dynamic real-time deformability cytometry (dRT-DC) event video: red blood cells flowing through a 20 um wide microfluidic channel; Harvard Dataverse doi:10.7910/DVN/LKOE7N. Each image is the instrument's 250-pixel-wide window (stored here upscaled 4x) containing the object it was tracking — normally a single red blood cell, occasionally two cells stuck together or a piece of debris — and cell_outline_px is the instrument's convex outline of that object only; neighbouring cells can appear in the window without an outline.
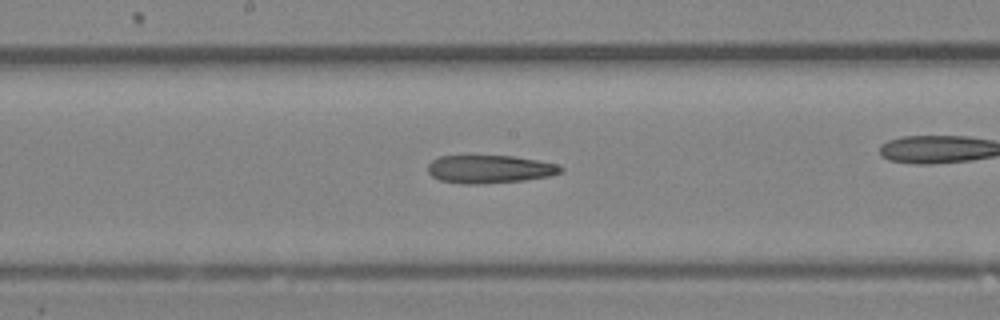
{"species": "Egyptian fruit bat (a non-hibernating species)", "species_latin": "Rousettus aegyptiacus", "temperature_condition": "room temperature", "stored_images_in_passage": 31, "camera_frame_rate_fps": 3000, "um_per_image_px": 0.085, "animal": {"sex": "female"}, "frame": {"image": 1, "passage_image": 18, "time_ms": 5.667, "image_size_px": [1000, 320], "cell_outline_px": [[564, 168], [560, 172], [548, 176], [524, 180], [480, 184], [460, 184], [440, 180], [432, 176], [428, 172], [428, 164], [432, 160], [440, 156], [512, 156], [536, 160], [556, 164]], "centroid_in_image_um": [41.57, 14.38], "position_along_channel_um": 206.6, "area_um2": 21.56}}
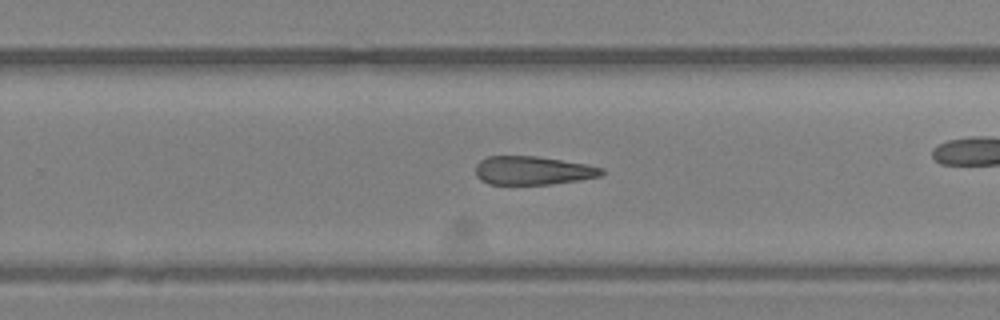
{"frame": {"image": 2, "passage_image": 22, "time_ms": 7.0, "image_size_px": [1000, 320], "cell_outline_px": [[604, 172], [600, 176], [576, 180], [548, 184], [488, 184], [480, 180], [476, 176], [476, 164], [480, 160], [488, 156], [536, 156], [584, 164], [604, 168]], "centroid_in_image_um": [45.23, 14.49], "position_along_channel_um": 284.6, "area_um2": 20.75}}